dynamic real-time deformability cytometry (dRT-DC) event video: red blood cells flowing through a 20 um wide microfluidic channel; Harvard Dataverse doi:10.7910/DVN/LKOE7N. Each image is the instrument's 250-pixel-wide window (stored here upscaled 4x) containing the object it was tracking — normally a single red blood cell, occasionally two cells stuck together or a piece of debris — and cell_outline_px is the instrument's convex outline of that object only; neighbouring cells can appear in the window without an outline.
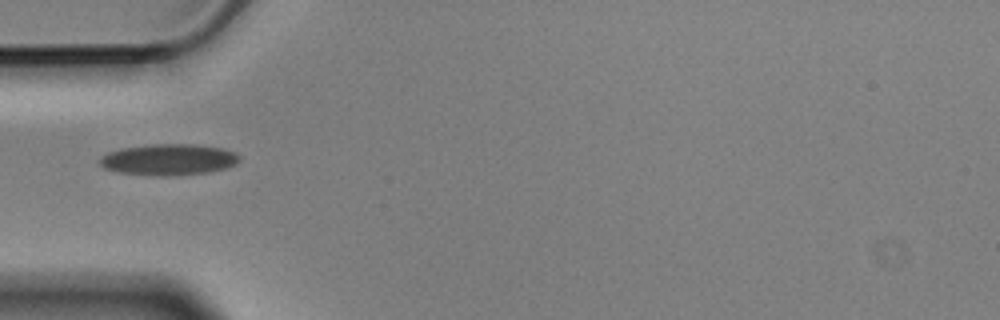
{"species": "Egyptian fruit bat (a non-hibernating species)", "species_latin": "Rousettus aegyptiacus", "temperature_condition": "cold", "stored_images_in_passage": 13, "camera_frame_rate_fps": 3000, "um_per_image_px": 0.085, "animal": {"sex": "male"}, "frame": {"image": 1, "passage_image": 4, "time_ms": 1.0, "image_size_px": [1000, 320], "cell_outline_px": [[240, 160], [236, 164], [224, 168], [208, 172], [176, 176], [152, 176], [116, 172], [104, 168], [100, 164], [100, 156], [108, 152], [120, 148], [152, 144], [196, 144], [224, 148], [236, 152], [240, 156]], "centroid_in_image_um": [14.33, 13.56], "position_along_channel_um": 70.7, "area_um2": 25.84}}
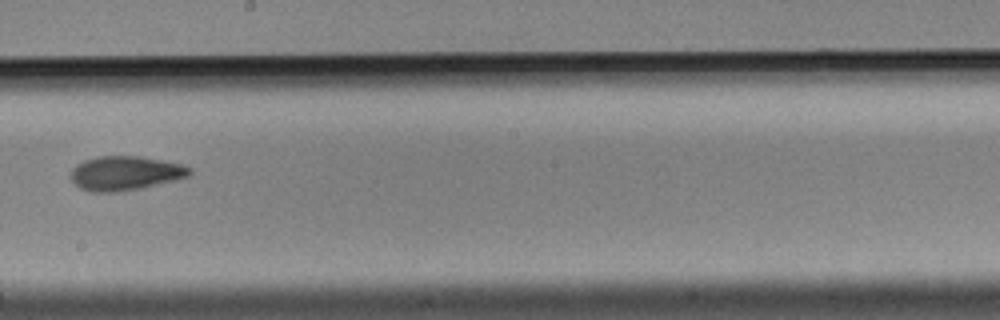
{"frame": {"image": 2, "passage_image": 8, "time_ms": 2.333, "image_size_px": [1000, 320], "cell_outline_px": [[192, 172], [188, 176], [176, 180], [140, 188], [116, 192], [92, 192], [80, 188], [72, 180], [72, 168], [76, 164], [84, 160], [96, 156], [140, 156], [180, 164], [192, 168]], "centroid_in_image_um": [10.64, 14.72], "position_along_channel_um": 237.6, "area_um2": 23.58}}
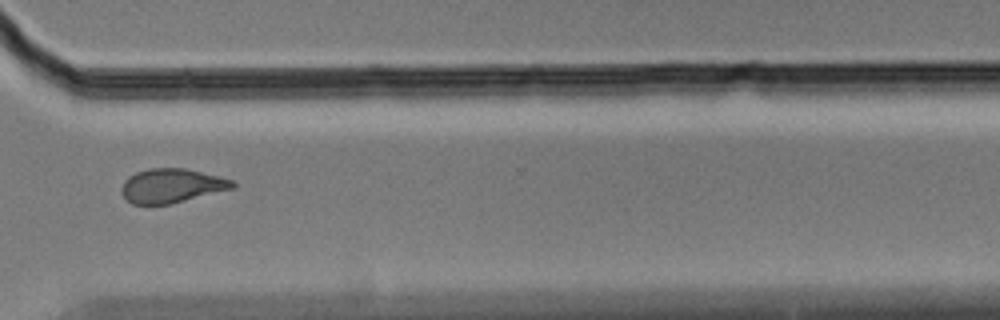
{"frame": {"image": 3, "passage_image": 11, "time_ms": 3.333, "image_size_px": [1000, 320], "cell_outline_px": [[236, 188], [172, 204], [132, 204], [124, 196], [120, 188], [124, 180], [128, 176], [136, 172], [148, 168], [184, 168], [220, 176], [236, 180]], "centroid_in_image_um": [14.64, 15.78], "position_along_channel_um": 356.0, "area_um2": 22.43}}